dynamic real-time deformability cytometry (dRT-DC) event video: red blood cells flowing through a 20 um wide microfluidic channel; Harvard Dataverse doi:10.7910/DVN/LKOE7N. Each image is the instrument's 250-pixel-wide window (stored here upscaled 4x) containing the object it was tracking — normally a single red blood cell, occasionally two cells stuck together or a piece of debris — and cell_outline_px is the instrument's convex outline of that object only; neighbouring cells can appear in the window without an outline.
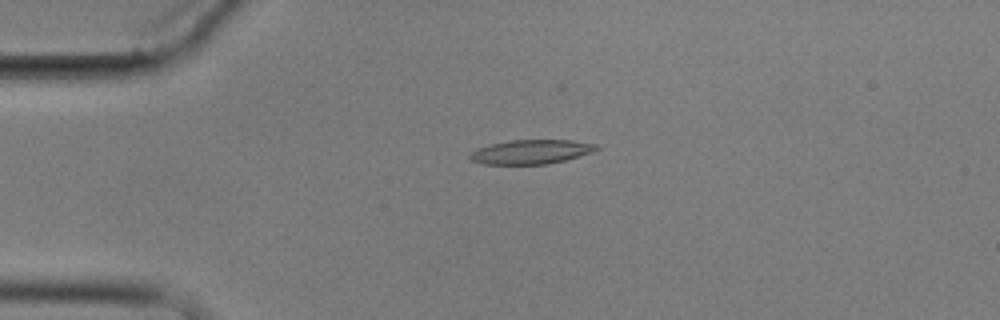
{"species": "common noctule bat (a hibernating species)", "species_latin": "Nyctalus noctula", "temperature_condition": "cold", "stored_images_in_passage": 5, "camera_frame_rate_fps": 3000, "um_per_image_px": 0.085, "animal": {"sex": "male", "body_mass_g": 17.9}, "frame": {"image": 1, "passage_image": 4, "time_ms": 3.667, "image_size_px": [1000, 320], "cell_outline_px": [[600, 148], [592, 152], [564, 160], [548, 164], [484, 164], [472, 160], [468, 156], [476, 148], [492, 144], [512, 140], [572, 140], [596, 144]], "centroid_in_image_um": [45.15, 12.9], "position_along_channel_um": 39.9, "area_um2": 17.69}}